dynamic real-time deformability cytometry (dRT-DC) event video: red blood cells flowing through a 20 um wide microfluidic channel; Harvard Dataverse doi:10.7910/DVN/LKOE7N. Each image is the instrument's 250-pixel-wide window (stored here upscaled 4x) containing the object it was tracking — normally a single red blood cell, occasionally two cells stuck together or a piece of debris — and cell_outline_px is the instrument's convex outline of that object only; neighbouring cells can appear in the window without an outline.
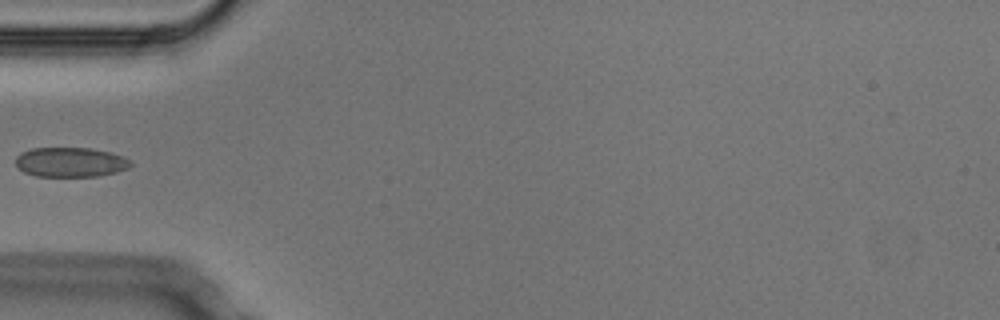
{"species": "Egyptian fruit bat (a non-hibernating species)", "species_latin": "Rousettus aegyptiacus", "temperature_condition": "cold", "stored_images_in_passage": 5, "camera_frame_rate_fps": 3000, "um_per_image_px": 0.085, "animal": {"sex": "male"}, "frame": {"image": 1, "passage_image": 5, "time_ms": 1.333, "image_size_px": [1000, 320], "cell_outline_px": [[132, 164], [128, 168], [116, 172], [96, 176], [36, 176], [24, 172], [16, 164], [16, 156], [20, 152], [32, 148], [92, 148], [112, 152], [132, 160]], "centroid_in_image_um": [6.01, 13.77], "position_along_channel_um": 79.0, "area_um2": 19.94}}